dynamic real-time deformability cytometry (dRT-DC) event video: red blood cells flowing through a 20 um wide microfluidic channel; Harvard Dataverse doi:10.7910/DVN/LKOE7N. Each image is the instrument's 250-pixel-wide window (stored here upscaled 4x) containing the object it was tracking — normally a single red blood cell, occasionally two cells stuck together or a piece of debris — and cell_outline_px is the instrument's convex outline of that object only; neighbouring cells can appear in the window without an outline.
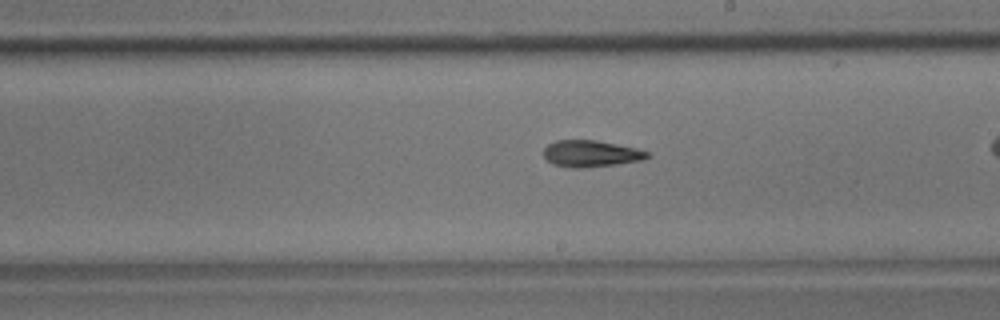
{"species": "common noctule bat (a hibernating species)", "species_latin": "Nyctalus noctula", "temperature_condition": "room temperature", "stored_images_in_passage": 25, "camera_frame_rate_fps": 3000, "um_per_image_px": 0.085, "animal": {"sex": "male", "body_mass_g": 17.9}, "frame": {"image": 1, "passage_image": 14, "time_ms": 4.333, "image_size_px": [1000, 320], "cell_outline_px": [[652, 156], [644, 160], [616, 164], [580, 168], [572, 168], [552, 164], [544, 156], [544, 148], [548, 144], [556, 140], [596, 140], [636, 148], [648, 152]], "centroid_in_image_um": [50.24, 13.06], "position_along_channel_um": 238.8, "area_um2": 16.07}}
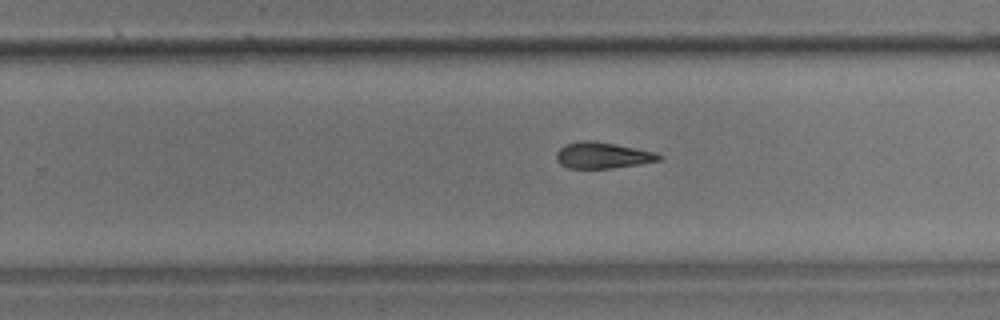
{"frame": {"image": 2, "passage_image": 17, "time_ms": 5.333, "image_size_px": [1000, 320], "cell_outline_px": [[664, 156], [660, 160], [612, 168], [568, 168], [560, 164], [556, 160], [556, 152], [564, 144], [580, 140], [596, 140], [652, 152]], "centroid_in_image_um": [51.14, 13.19], "position_along_channel_um": 278.7, "area_um2": 15.55}}
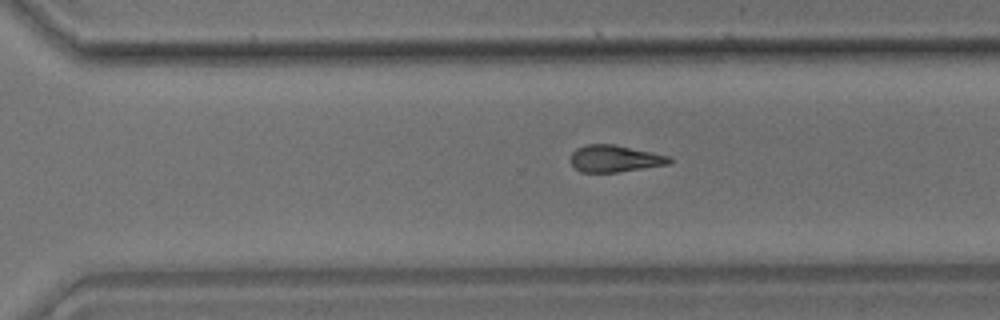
{"frame": {"image": 3, "passage_image": 20, "time_ms": 6.333, "image_size_px": [1000, 320], "cell_outline_px": [[672, 164], [616, 172], [580, 172], [568, 160], [572, 152], [576, 148], [588, 144], [612, 144], [652, 152], [668, 156], [672, 160]], "centroid_in_image_um": [52.23, 13.48], "position_along_channel_um": 318.4, "area_um2": 15.49}, "authors_computed_cell_mechanics": {"area_um2": 16.1262, "velocity_mm_per_s": 4.0044, "shape_relaxation_time_tau1_ms": null, "shape_relaxation_time_tau2_ms": 2.7807, "deformation_change_tau1": null, "deformation_change_tau2": 0.1111}}